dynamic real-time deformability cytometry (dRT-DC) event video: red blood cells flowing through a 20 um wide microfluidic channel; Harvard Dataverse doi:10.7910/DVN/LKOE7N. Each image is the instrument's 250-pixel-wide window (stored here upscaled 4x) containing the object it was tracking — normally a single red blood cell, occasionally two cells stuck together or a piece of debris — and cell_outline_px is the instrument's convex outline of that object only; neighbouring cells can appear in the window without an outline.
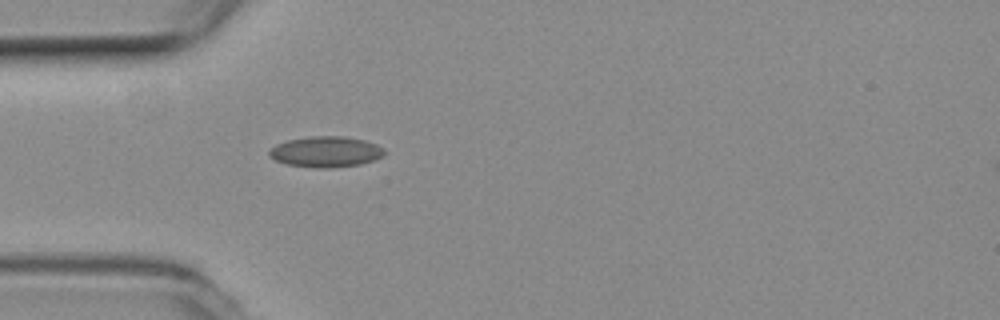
{"species": "common noctule bat (a hibernating species)", "species_latin": "Nyctalus noctula", "temperature_condition": "room temperature", "stored_images_in_passage": 1, "camera_frame_rate_fps": 3000, "um_per_image_px": 0.085, "animal": {"sex": "female", "body_mass_g": 19.3, "forearm_length_mm": 54.1}, "frame": {"image": 1, "passage_image": 1, "time_ms": 0.0, "image_size_px": [1000, 320], "cell_outline_px": [[384, 156], [360, 164], [332, 168], [316, 168], [284, 164], [268, 156], [268, 152], [276, 144], [288, 140], [308, 136], [344, 136], [364, 140], [376, 144], [384, 148]], "centroid_in_image_um": [27.68, 12.9], "position_along_channel_um": 57.3, "area_um2": 20.75}}